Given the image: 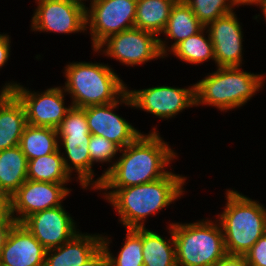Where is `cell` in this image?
<instances>
[{
	"label": "cell",
	"mask_w": 266,
	"mask_h": 266,
	"mask_svg": "<svg viewBox=\"0 0 266 266\" xmlns=\"http://www.w3.org/2000/svg\"><path fill=\"white\" fill-rule=\"evenodd\" d=\"M170 239H164L158 233L142 228V246L144 266H177L176 248L171 223ZM173 246V247H172Z\"/></svg>",
	"instance_id": "cell-21"
},
{
	"label": "cell",
	"mask_w": 266,
	"mask_h": 266,
	"mask_svg": "<svg viewBox=\"0 0 266 266\" xmlns=\"http://www.w3.org/2000/svg\"><path fill=\"white\" fill-rule=\"evenodd\" d=\"M3 88L11 91L23 104L27 124L32 126L56 129L71 108V105H64L65 91L61 86L48 88L41 93L31 92L20 83H6Z\"/></svg>",
	"instance_id": "cell-8"
},
{
	"label": "cell",
	"mask_w": 266,
	"mask_h": 266,
	"mask_svg": "<svg viewBox=\"0 0 266 266\" xmlns=\"http://www.w3.org/2000/svg\"><path fill=\"white\" fill-rule=\"evenodd\" d=\"M16 223L15 220H2L0 221V250L6 241L8 233L12 226Z\"/></svg>",
	"instance_id": "cell-36"
},
{
	"label": "cell",
	"mask_w": 266,
	"mask_h": 266,
	"mask_svg": "<svg viewBox=\"0 0 266 266\" xmlns=\"http://www.w3.org/2000/svg\"><path fill=\"white\" fill-rule=\"evenodd\" d=\"M65 87L71 94L72 105L84 108L117 101L127 92V87L108 65L74 62L65 67Z\"/></svg>",
	"instance_id": "cell-4"
},
{
	"label": "cell",
	"mask_w": 266,
	"mask_h": 266,
	"mask_svg": "<svg viewBox=\"0 0 266 266\" xmlns=\"http://www.w3.org/2000/svg\"><path fill=\"white\" fill-rule=\"evenodd\" d=\"M19 147L28 161L52 154L59 149L57 131L51 127L27 124L20 138Z\"/></svg>",
	"instance_id": "cell-24"
},
{
	"label": "cell",
	"mask_w": 266,
	"mask_h": 266,
	"mask_svg": "<svg viewBox=\"0 0 266 266\" xmlns=\"http://www.w3.org/2000/svg\"><path fill=\"white\" fill-rule=\"evenodd\" d=\"M102 246V235L77 233L70 241L46 250L44 266H81Z\"/></svg>",
	"instance_id": "cell-17"
},
{
	"label": "cell",
	"mask_w": 266,
	"mask_h": 266,
	"mask_svg": "<svg viewBox=\"0 0 266 266\" xmlns=\"http://www.w3.org/2000/svg\"><path fill=\"white\" fill-rule=\"evenodd\" d=\"M56 131L57 134H91L84 109L71 106Z\"/></svg>",
	"instance_id": "cell-29"
},
{
	"label": "cell",
	"mask_w": 266,
	"mask_h": 266,
	"mask_svg": "<svg viewBox=\"0 0 266 266\" xmlns=\"http://www.w3.org/2000/svg\"><path fill=\"white\" fill-rule=\"evenodd\" d=\"M240 69V66L218 67L194 84L195 105L215 106L221 111L245 105L262 87L265 76Z\"/></svg>",
	"instance_id": "cell-5"
},
{
	"label": "cell",
	"mask_w": 266,
	"mask_h": 266,
	"mask_svg": "<svg viewBox=\"0 0 266 266\" xmlns=\"http://www.w3.org/2000/svg\"><path fill=\"white\" fill-rule=\"evenodd\" d=\"M72 1H75L77 3H80L82 5H84V3L82 1H86V0H72ZM93 0H90V2H92Z\"/></svg>",
	"instance_id": "cell-39"
},
{
	"label": "cell",
	"mask_w": 266,
	"mask_h": 266,
	"mask_svg": "<svg viewBox=\"0 0 266 266\" xmlns=\"http://www.w3.org/2000/svg\"><path fill=\"white\" fill-rule=\"evenodd\" d=\"M259 7H261V10L263 11L262 14H264V18H265V21H266V3L264 5L259 6Z\"/></svg>",
	"instance_id": "cell-38"
},
{
	"label": "cell",
	"mask_w": 266,
	"mask_h": 266,
	"mask_svg": "<svg viewBox=\"0 0 266 266\" xmlns=\"http://www.w3.org/2000/svg\"><path fill=\"white\" fill-rule=\"evenodd\" d=\"M204 30H206V27L197 34L178 43L170 52H173V55L189 64L204 63L208 59L215 61L213 43L209 32L208 39L204 37Z\"/></svg>",
	"instance_id": "cell-27"
},
{
	"label": "cell",
	"mask_w": 266,
	"mask_h": 266,
	"mask_svg": "<svg viewBox=\"0 0 266 266\" xmlns=\"http://www.w3.org/2000/svg\"><path fill=\"white\" fill-rule=\"evenodd\" d=\"M215 266H249L244 255L226 254Z\"/></svg>",
	"instance_id": "cell-33"
},
{
	"label": "cell",
	"mask_w": 266,
	"mask_h": 266,
	"mask_svg": "<svg viewBox=\"0 0 266 266\" xmlns=\"http://www.w3.org/2000/svg\"><path fill=\"white\" fill-rule=\"evenodd\" d=\"M137 0H93L86 7V25L93 50L109 36L135 27Z\"/></svg>",
	"instance_id": "cell-7"
},
{
	"label": "cell",
	"mask_w": 266,
	"mask_h": 266,
	"mask_svg": "<svg viewBox=\"0 0 266 266\" xmlns=\"http://www.w3.org/2000/svg\"><path fill=\"white\" fill-rule=\"evenodd\" d=\"M206 27L212 21L233 12V0H184Z\"/></svg>",
	"instance_id": "cell-28"
},
{
	"label": "cell",
	"mask_w": 266,
	"mask_h": 266,
	"mask_svg": "<svg viewBox=\"0 0 266 266\" xmlns=\"http://www.w3.org/2000/svg\"><path fill=\"white\" fill-rule=\"evenodd\" d=\"M73 221L70 214L60 205L36 212L28 216L22 224L46 250H49L70 241L79 233Z\"/></svg>",
	"instance_id": "cell-14"
},
{
	"label": "cell",
	"mask_w": 266,
	"mask_h": 266,
	"mask_svg": "<svg viewBox=\"0 0 266 266\" xmlns=\"http://www.w3.org/2000/svg\"><path fill=\"white\" fill-rule=\"evenodd\" d=\"M81 266H108V256L104 248L101 246L90 259Z\"/></svg>",
	"instance_id": "cell-34"
},
{
	"label": "cell",
	"mask_w": 266,
	"mask_h": 266,
	"mask_svg": "<svg viewBox=\"0 0 266 266\" xmlns=\"http://www.w3.org/2000/svg\"><path fill=\"white\" fill-rule=\"evenodd\" d=\"M26 125L23 104L11 91H6L0 97V151L19 146Z\"/></svg>",
	"instance_id": "cell-19"
},
{
	"label": "cell",
	"mask_w": 266,
	"mask_h": 266,
	"mask_svg": "<svg viewBox=\"0 0 266 266\" xmlns=\"http://www.w3.org/2000/svg\"><path fill=\"white\" fill-rule=\"evenodd\" d=\"M120 103L133 107L132 101L126 92L115 102L87 106L83 109L87 118L89 132L92 135L105 137L122 149L134 142L142 133L113 112Z\"/></svg>",
	"instance_id": "cell-11"
},
{
	"label": "cell",
	"mask_w": 266,
	"mask_h": 266,
	"mask_svg": "<svg viewBox=\"0 0 266 266\" xmlns=\"http://www.w3.org/2000/svg\"><path fill=\"white\" fill-rule=\"evenodd\" d=\"M7 90H5L4 88L0 91V97L6 92Z\"/></svg>",
	"instance_id": "cell-40"
},
{
	"label": "cell",
	"mask_w": 266,
	"mask_h": 266,
	"mask_svg": "<svg viewBox=\"0 0 266 266\" xmlns=\"http://www.w3.org/2000/svg\"><path fill=\"white\" fill-rule=\"evenodd\" d=\"M155 129L120 149L122 155L94 181V189L131 187L166 176L169 171L165 167L176 153Z\"/></svg>",
	"instance_id": "cell-1"
},
{
	"label": "cell",
	"mask_w": 266,
	"mask_h": 266,
	"mask_svg": "<svg viewBox=\"0 0 266 266\" xmlns=\"http://www.w3.org/2000/svg\"><path fill=\"white\" fill-rule=\"evenodd\" d=\"M226 206L218 215L227 254L244 255L266 232V208L238 191L227 190Z\"/></svg>",
	"instance_id": "cell-3"
},
{
	"label": "cell",
	"mask_w": 266,
	"mask_h": 266,
	"mask_svg": "<svg viewBox=\"0 0 266 266\" xmlns=\"http://www.w3.org/2000/svg\"><path fill=\"white\" fill-rule=\"evenodd\" d=\"M215 223L171 224L177 266H215L227 254L221 225Z\"/></svg>",
	"instance_id": "cell-6"
},
{
	"label": "cell",
	"mask_w": 266,
	"mask_h": 266,
	"mask_svg": "<svg viewBox=\"0 0 266 266\" xmlns=\"http://www.w3.org/2000/svg\"><path fill=\"white\" fill-rule=\"evenodd\" d=\"M46 249L22 224L15 223L0 250L2 266H44Z\"/></svg>",
	"instance_id": "cell-16"
},
{
	"label": "cell",
	"mask_w": 266,
	"mask_h": 266,
	"mask_svg": "<svg viewBox=\"0 0 266 266\" xmlns=\"http://www.w3.org/2000/svg\"><path fill=\"white\" fill-rule=\"evenodd\" d=\"M186 178L171 171L164 177L148 183L125 188H96L112 190L105 198L120 215L121 224L126 229L144 228V220L151 214L173 203L184 192Z\"/></svg>",
	"instance_id": "cell-2"
},
{
	"label": "cell",
	"mask_w": 266,
	"mask_h": 266,
	"mask_svg": "<svg viewBox=\"0 0 266 266\" xmlns=\"http://www.w3.org/2000/svg\"><path fill=\"white\" fill-rule=\"evenodd\" d=\"M234 6L237 5H264L266 3V0H233Z\"/></svg>",
	"instance_id": "cell-37"
},
{
	"label": "cell",
	"mask_w": 266,
	"mask_h": 266,
	"mask_svg": "<svg viewBox=\"0 0 266 266\" xmlns=\"http://www.w3.org/2000/svg\"><path fill=\"white\" fill-rule=\"evenodd\" d=\"M249 266H266V232L245 254Z\"/></svg>",
	"instance_id": "cell-31"
},
{
	"label": "cell",
	"mask_w": 266,
	"mask_h": 266,
	"mask_svg": "<svg viewBox=\"0 0 266 266\" xmlns=\"http://www.w3.org/2000/svg\"><path fill=\"white\" fill-rule=\"evenodd\" d=\"M28 159L19 146L0 151V189L10 196L27 180Z\"/></svg>",
	"instance_id": "cell-22"
},
{
	"label": "cell",
	"mask_w": 266,
	"mask_h": 266,
	"mask_svg": "<svg viewBox=\"0 0 266 266\" xmlns=\"http://www.w3.org/2000/svg\"><path fill=\"white\" fill-rule=\"evenodd\" d=\"M104 45L107 49L102 50ZM94 51H103L110 58H115L128 66L163 58L159 48V37L136 27L109 36Z\"/></svg>",
	"instance_id": "cell-9"
},
{
	"label": "cell",
	"mask_w": 266,
	"mask_h": 266,
	"mask_svg": "<svg viewBox=\"0 0 266 266\" xmlns=\"http://www.w3.org/2000/svg\"><path fill=\"white\" fill-rule=\"evenodd\" d=\"M64 184L66 183L27 179L11 195V212L16 223H22L28 216L36 212L62 205L61 201L70 193V189L66 188Z\"/></svg>",
	"instance_id": "cell-12"
},
{
	"label": "cell",
	"mask_w": 266,
	"mask_h": 266,
	"mask_svg": "<svg viewBox=\"0 0 266 266\" xmlns=\"http://www.w3.org/2000/svg\"><path fill=\"white\" fill-rule=\"evenodd\" d=\"M57 136L60 140L58 142H61L64 146L65 155L67 156L65 157L62 153L68 173L72 175L71 172L75 169L82 188L87 189L86 187L90 185L91 188H94L93 175L95 174L92 170V161L88 150L91 134H57Z\"/></svg>",
	"instance_id": "cell-18"
},
{
	"label": "cell",
	"mask_w": 266,
	"mask_h": 266,
	"mask_svg": "<svg viewBox=\"0 0 266 266\" xmlns=\"http://www.w3.org/2000/svg\"><path fill=\"white\" fill-rule=\"evenodd\" d=\"M214 48L217 67L241 66V25L234 12L226 14L206 26Z\"/></svg>",
	"instance_id": "cell-15"
},
{
	"label": "cell",
	"mask_w": 266,
	"mask_h": 266,
	"mask_svg": "<svg viewBox=\"0 0 266 266\" xmlns=\"http://www.w3.org/2000/svg\"><path fill=\"white\" fill-rule=\"evenodd\" d=\"M127 235L118 257L110 253L109 239L102 236V247L108 256V266H144L142 228L126 229Z\"/></svg>",
	"instance_id": "cell-26"
},
{
	"label": "cell",
	"mask_w": 266,
	"mask_h": 266,
	"mask_svg": "<svg viewBox=\"0 0 266 266\" xmlns=\"http://www.w3.org/2000/svg\"><path fill=\"white\" fill-rule=\"evenodd\" d=\"M177 0H137L135 27L158 36L163 33Z\"/></svg>",
	"instance_id": "cell-23"
},
{
	"label": "cell",
	"mask_w": 266,
	"mask_h": 266,
	"mask_svg": "<svg viewBox=\"0 0 266 266\" xmlns=\"http://www.w3.org/2000/svg\"><path fill=\"white\" fill-rule=\"evenodd\" d=\"M204 27L189 5L184 0H177L171 9L167 25L163 31V34L175 41L171 45V49L166 48V41L163 42L159 38V48L163 58L167 56V51H171L178 43L197 34Z\"/></svg>",
	"instance_id": "cell-20"
},
{
	"label": "cell",
	"mask_w": 266,
	"mask_h": 266,
	"mask_svg": "<svg viewBox=\"0 0 266 266\" xmlns=\"http://www.w3.org/2000/svg\"><path fill=\"white\" fill-rule=\"evenodd\" d=\"M70 176L71 175L65 168L60 148L52 154L28 161V180L50 183H67L71 180Z\"/></svg>",
	"instance_id": "cell-25"
},
{
	"label": "cell",
	"mask_w": 266,
	"mask_h": 266,
	"mask_svg": "<svg viewBox=\"0 0 266 266\" xmlns=\"http://www.w3.org/2000/svg\"><path fill=\"white\" fill-rule=\"evenodd\" d=\"M10 39L9 35L0 34V68H2L5 63L8 61L10 56Z\"/></svg>",
	"instance_id": "cell-35"
},
{
	"label": "cell",
	"mask_w": 266,
	"mask_h": 266,
	"mask_svg": "<svg viewBox=\"0 0 266 266\" xmlns=\"http://www.w3.org/2000/svg\"><path fill=\"white\" fill-rule=\"evenodd\" d=\"M14 220L11 212V196L0 189V221Z\"/></svg>",
	"instance_id": "cell-32"
},
{
	"label": "cell",
	"mask_w": 266,
	"mask_h": 266,
	"mask_svg": "<svg viewBox=\"0 0 266 266\" xmlns=\"http://www.w3.org/2000/svg\"><path fill=\"white\" fill-rule=\"evenodd\" d=\"M38 6L32 17L33 31L77 33L85 31L86 5L72 0H36Z\"/></svg>",
	"instance_id": "cell-10"
},
{
	"label": "cell",
	"mask_w": 266,
	"mask_h": 266,
	"mask_svg": "<svg viewBox=\"0 0 266 266\" xmlns=\"http://www.w3.org/2000/svg\"><path fill=\"white\" fill-rule=\"evenodd\" d=\"M120 147L103 136L92 135L88 144V150L92 166L94 162H111L112 158L120 151Z\"/></svg>",
	"instance_id": "cell-30"
},
{
	"label": "cell",
	"mask_w": 266,
	"mask_h": 266,
	"mask_svg": "<svg viewBox=\"0 0 266 266\" xmlns=\"http://www.w3.org/2000/svg\"><path fill=\"white\" fill-rule=\"evenodd\" d=\"M133 107L150 112L159 118H172L185 108L195 105V85L191 88L157 86L128 90Z\"/></svg>",
	"instance_id": "cell-13"
}]
</instances>
